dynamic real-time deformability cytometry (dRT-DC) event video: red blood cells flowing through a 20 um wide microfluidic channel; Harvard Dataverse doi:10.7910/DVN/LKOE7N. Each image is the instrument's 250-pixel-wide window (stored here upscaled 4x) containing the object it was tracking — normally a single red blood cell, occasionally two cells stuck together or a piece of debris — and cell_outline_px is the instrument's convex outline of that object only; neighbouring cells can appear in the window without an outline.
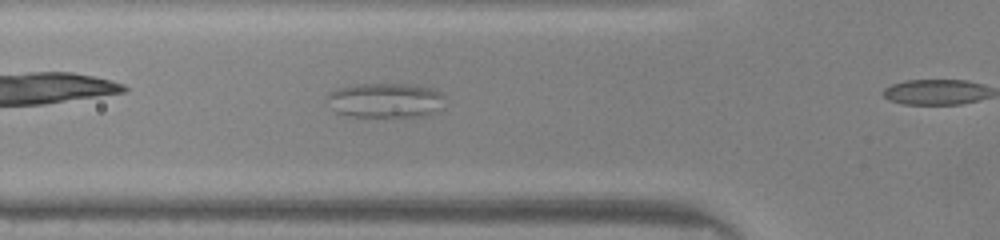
{"species": "common noctule bat (a hibernating species)", "species_latin": "Nyctalus noctula", "temperature_condition": "warm", "stored_images_in_passage": 11, "camera_frame_rate_fps": 3000, "um_per_image_px": 0.085, "animal": {"sex": "male", "body_mass_g": 20.0, "forearm_length_mm": 53.3}, "frame": {"image": 1, "passage_image": 7, "time_ms": 2.0, "image_size_px": [1000, 240], "cell_outline_px": [[444, 108], [420, 116], [348, 116], [336, 112], [328, 96], [332, 92], [340, 88], [360, 84], [412, 84], [432, 88], [440, 92]], "centroid_in_image_um": [32.82, 8.52], "position_along_channel_um": 93.0, "area_um2": 23.24}}